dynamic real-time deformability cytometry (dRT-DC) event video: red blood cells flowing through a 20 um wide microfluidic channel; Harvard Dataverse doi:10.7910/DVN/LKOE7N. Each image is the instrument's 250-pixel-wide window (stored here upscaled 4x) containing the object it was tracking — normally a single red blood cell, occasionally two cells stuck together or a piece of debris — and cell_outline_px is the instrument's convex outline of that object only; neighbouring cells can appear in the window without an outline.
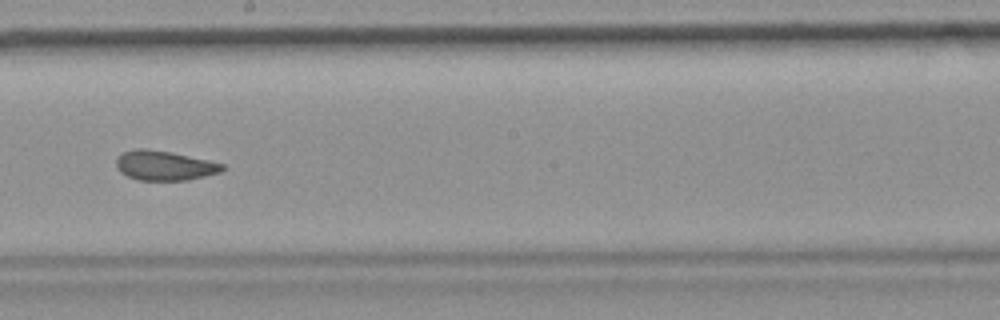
{"species": "common noctule bat (a hibernating species)", "species_latin": "Nyctalus noctula", "temperature_condition": "room temperature", "stored_images_in_passage": 42, "camera_frame_rate_fps": 3000, "um_per_image_px": 0.085, "animal": {"sex": "female", "body_mass_g": 19.9}, "frame": {"image": 1, "passage_image": 19, "time_ms": 6.0, "image_size_px": [1000, 320], "cell_outline_px": [[228, 168], [220, 172], [188, 180], [140, 180], [128, 176], [120, 172], [116, 168], [116, 160], [124, 152], [136, 148], [148, 148], [172, 152], [208, 160], [224, 164]], "centroid_in_image_um": [14.0, 14.06], "position_along_channel_um": 234.2, "area_um2": 18.38}, "authors_computed_cell_mechanics": {"area_um2": 19.1896, "velocity_mm_per_s": 3.8011, "shape_relaxation_time_tau1_ms": null, "shape_relaxation_time_tau2_ms": 1.6299, "deformation_change_tau1": null, "deformation_change_tau2": 0.0577}}